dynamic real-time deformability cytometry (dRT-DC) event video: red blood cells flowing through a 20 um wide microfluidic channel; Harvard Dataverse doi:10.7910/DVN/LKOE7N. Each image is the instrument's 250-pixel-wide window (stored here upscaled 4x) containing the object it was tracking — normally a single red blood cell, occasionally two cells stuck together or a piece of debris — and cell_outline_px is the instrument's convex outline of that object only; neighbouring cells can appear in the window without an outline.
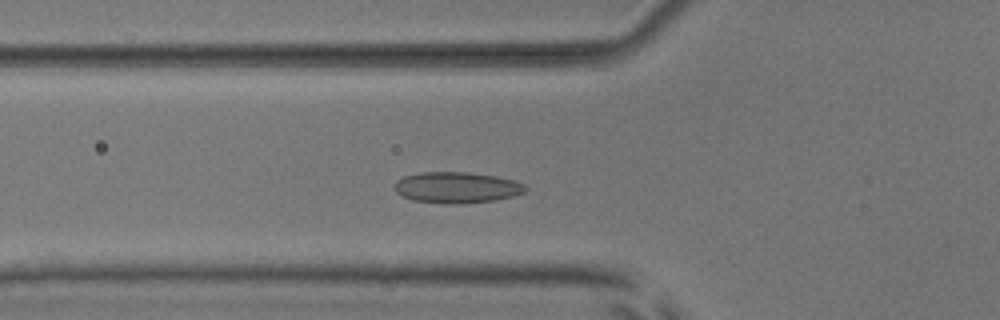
{"species": "common noctule bat (a hibernating species)", "species_latin": "Nyctalus noctula", "temperature_condition": "room temperature", "stored_images_in_passage": 41, "camera_frame_rate_fps": 3000, "um_per_image_px": 0.085, "animal": {"sex": "male", "body_mass_g": 17.9, "forearm_length_mm": 54.2}, "frame": {"image": 1, "passage_image": 7, "time_ms": 2.0, "image_size_px": [1000, 320], "cell_outline_px": [[528, 188], [524, 192], [512, 196], [492, 200], [456, 204], [444, 204], [412, 200], [396, 192], [392, 188], [396, 180], [404, 176], [420, 172], [468, 172], [496, 176], [512, 180], [524, 184]], "centroid_in_image_um": [38.77, 15.93], "position_along_channel_um": 87.0, "area_um2": 23.7}}
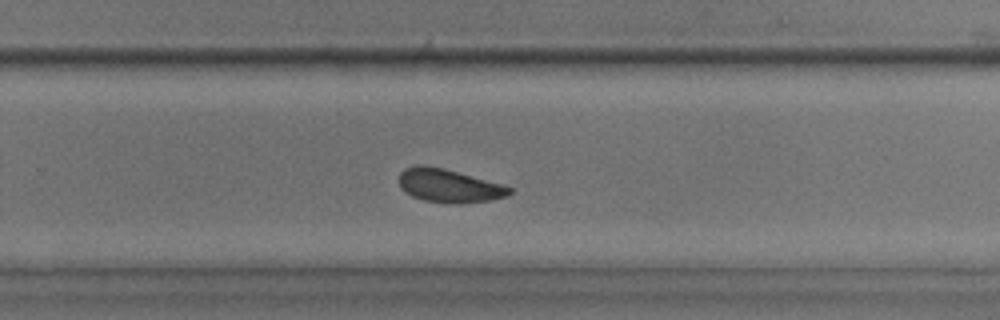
{"frame": {"image": 2, "passage_image": 23, "time_ms": 7.333, "image_size_px": [1000, 320], "cell_outline_px": [[512, 192], [508, 196], [492, 200], [460, 204], [456, 204], [424, 200], [412, 196], [400, 188], [400, 172], [404, 168], [416, 164], [420, 164], [444, 168], [500, 184], [512, 188]], "centroid_in_image_um": [38.15, 15.79], "position_along_channel_um": 291.7, "area_um2": 21.44}}
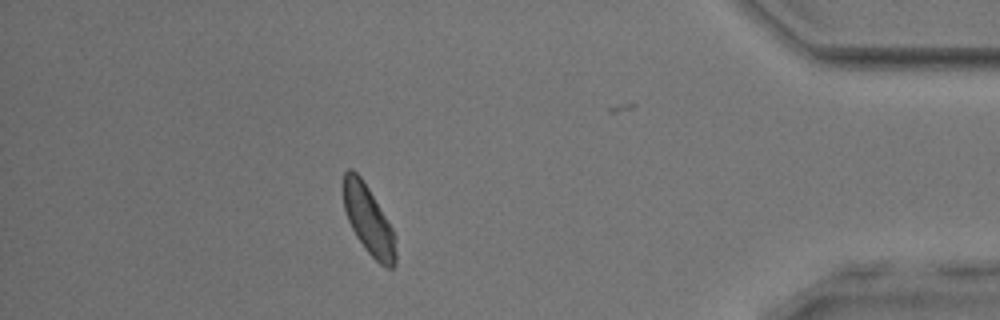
{"frame": {"image": 3, "passage_image": 35, "time_ms": 11.333, "image_size_px": [1000, 320], "cell_outline_px": [[396, 264], [392, 268], [388, 268], [380, 264], [364, 248], [356, 236], [348, 220], [344, 208], [344, 172], [348, 168], [352, 168], [360, 176], [368, 188], [388, 220], [392, 228], [396, 252]], "centroid_in_image_um": [31.32, 18.71], "position_along_channel_um": 403.9, "area_um2": 20.63}, "authors_computed_cell_mechanics": {"area_um2": 21.7906, "velocity_mm_per_s": 3.8447, "shape_relaxation_time_tau1_ms": 3.2531, "shape_relaxation_time_tau2_ms": 5.7444, "deformation_change_tau1": 0.0945, "deformation_change_tau2": 0.0911}}